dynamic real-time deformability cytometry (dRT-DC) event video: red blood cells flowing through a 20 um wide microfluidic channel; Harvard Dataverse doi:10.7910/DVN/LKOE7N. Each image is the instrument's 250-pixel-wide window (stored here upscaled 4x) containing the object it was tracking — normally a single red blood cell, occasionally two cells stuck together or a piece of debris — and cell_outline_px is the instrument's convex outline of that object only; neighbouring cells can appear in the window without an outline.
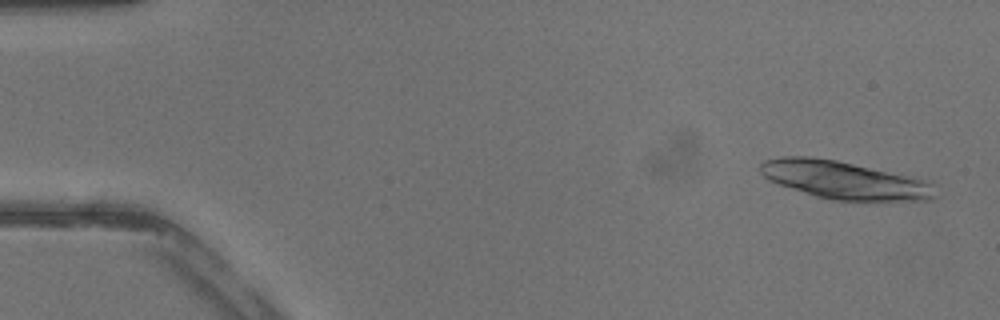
{"species": "common noctule bat (a hibernating species)", "species_latin": "Nyctalus noctula", "temperature_condition": "warm", "stored_images_in_passage": 4, "camera_frame_rate_fps": 3000, "um_per_image_px": 0.085, "animal": {"sex": "male", "body_mass_g": 13.3}, "frame": {"image": 1, "passage_image": 2, "time_ms": 0.333, "image_size_px": [1000, 320], "cell_outline_px": [[936, 196], [932, 200], [832, 200], [816, 196], [768, 180], [760, 172], [760, 164], [764, 160], [780, 156], [808, 156], [836, 160], [924, 180], [932, 184]], "centroid_in_image_um": [71.7, 15.3], "position_along_channel_um": 13.3, "area_um2": 37.92}}